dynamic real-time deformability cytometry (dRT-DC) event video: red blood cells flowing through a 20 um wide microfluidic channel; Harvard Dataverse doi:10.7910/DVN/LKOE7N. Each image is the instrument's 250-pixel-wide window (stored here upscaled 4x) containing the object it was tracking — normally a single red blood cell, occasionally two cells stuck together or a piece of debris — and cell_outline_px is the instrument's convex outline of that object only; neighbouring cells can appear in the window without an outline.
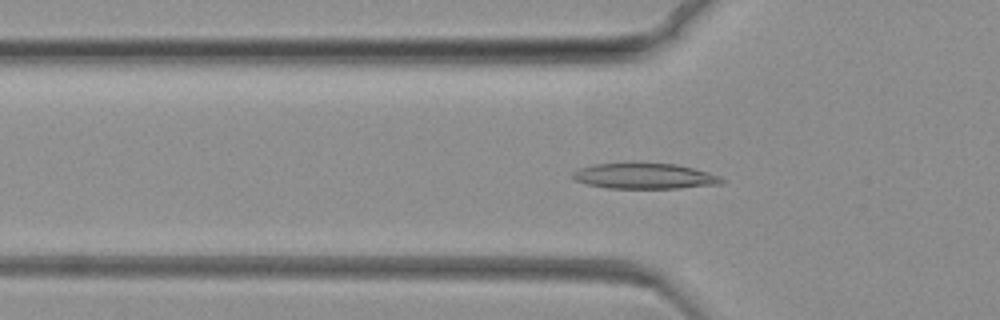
{"species": "common noctule bat (a hibernating species)", "species_latin": "Nyctalus noctula", "temperature_condition": "warm", "stored_images_in_passage": 75, "camera_frame_rate_fps": 3000, "um_per_image_px": 0.085, "animal": {"sex": "female", "body_mass_g": 19.3, "forearm_length_mm": 54.1}, "frame": {"image": 1, "passage_image": 24, "time_ms": 7.667, "image_size_px": [1000, 320], "cell_outline_px": [[724, 184], [680, 188], [608, 188], [588, 184], [576, 180], [572, 176], [572, 172], [580, 168], [596, 164], [676, 164], [708, 172], [720, 176], [724, 180]], "centroid_in_image_um": [54.84, 14.98], "position_along_channel_um": 71.0, "area_um2": 21.85}}
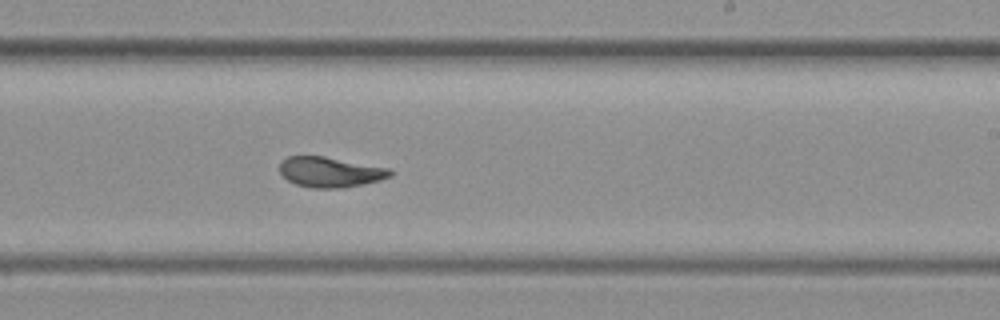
{"frame": {"image": 2, "passage_image": 45, "time_ms": 14.667, "image_size_px": [1000, 320], "cell_outline_px": [[392, 176], [380, 180], [344, 188], [312, 188], [296, 184], [288, 180], [280, 172], [280, 160], [288, 156], [324, 156], [388, 168], [392, 172]], "centroid_in_image_um": [28.04, 14.62], "position_along_channel_um": 261.0, "area_um2": 19.42}}
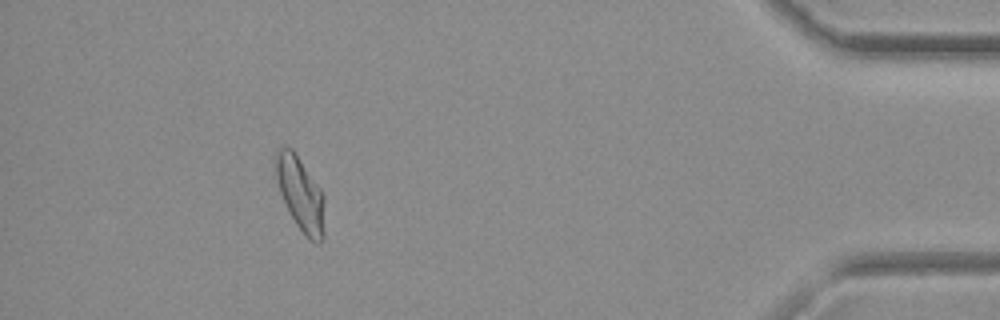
{"frame": {"image": 3, "passage_image": 68, "time_ms": 22.333, "image_size_px": [1000, 320], "cell_outline_px": [[324, 240], [320, 244], [316, 244], [296, 224], [288, 212], [280, 192], [276, 180], [276, 148], [292, 148], [324, 196]], "centroid_in_image_um": [25.54, 16.52], "position_along_channel_um": 409.7, "area_um2": 20.63}}